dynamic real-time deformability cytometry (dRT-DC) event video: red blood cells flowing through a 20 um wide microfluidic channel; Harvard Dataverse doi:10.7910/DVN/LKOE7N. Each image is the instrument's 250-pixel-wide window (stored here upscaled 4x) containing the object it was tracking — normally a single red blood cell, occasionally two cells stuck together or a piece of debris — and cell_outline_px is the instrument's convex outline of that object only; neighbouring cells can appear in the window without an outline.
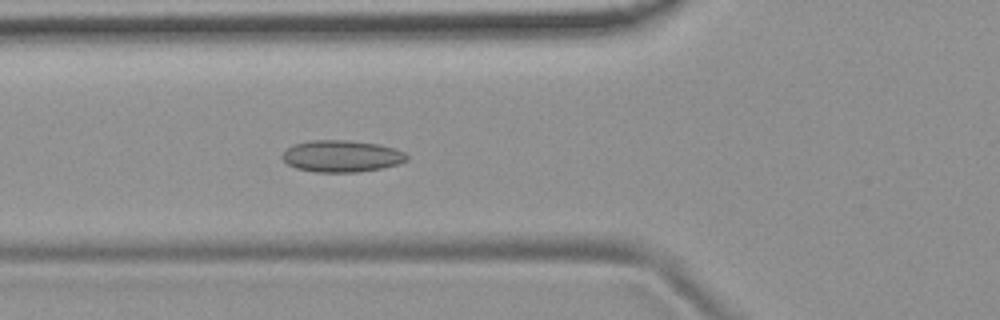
{"species": "common noctule bat (a hibernating species)", "species_latin": "Nyctalus noctula", "temperature_condition": "room temperature", "stored_images_in_passage": 54, "camera_frame_rate_fps": 3000, "um_per_image_px": 0.085, "animal": {"sex": "female", "body_mass_g": 19.9}, "frame": {"image": 1, "passage_image": 20, "time_ms": 6.333, "image_size_px": [1000, 320], "cell_outline_px": [[408, 160], [400, 164], [380, 168], [356, 172], [316, 172], [296, 168], [288, 164], [280, 156], [292, 144], [308, 140], [348, 140], [380, 144], [404, 152], [408, 156]], "centroid_in_image_um": [29.03, 13.26], "position_along_channel_um": 96.8, "area_um2": 23.12}}
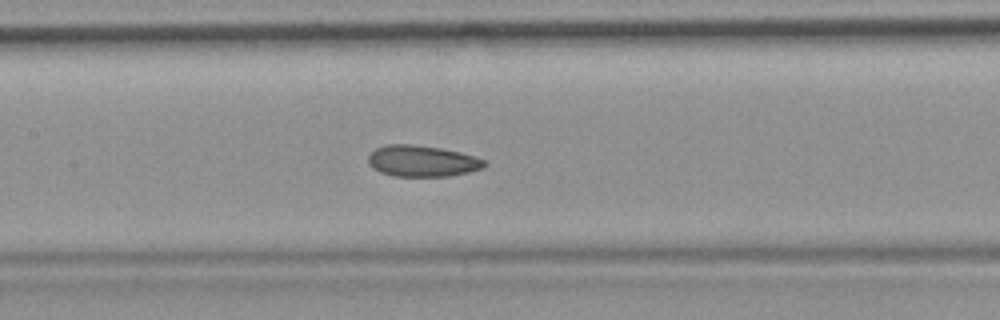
{"frame": {"image": 2, "passage_image": 26, "time_ms": 8.333, "image_size_px": [1000, 320], "cell_outline_px": [[488, 164], [484, 168], [468, 172], [448, 176], [392, 176], [380, 172], [372, 168], [368, 164], [368, 156], [376, 148], [384, 144], [412, 144], [440, 148], [460, 152], [476, 156], [484, 160]], "centroid_in_image_um": [35.88, 13.68], "position_along_channel_um": 171.5, "area_um2": 21.33}}
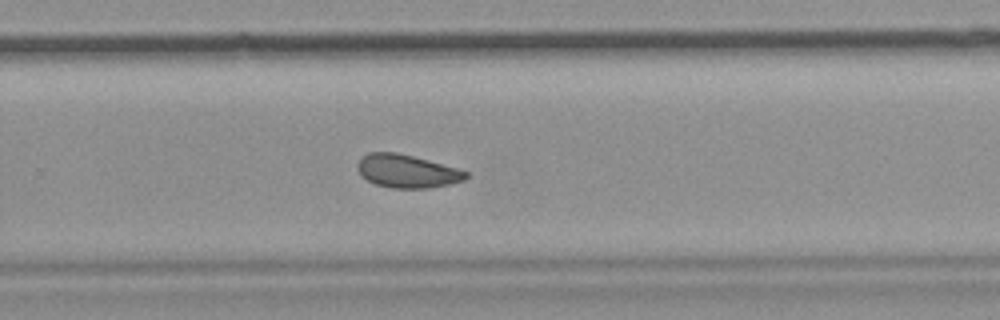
{"frame": {"image": 3, "passage_image": 36, "time_ms": 11.667, "image_size_px": [1000, 320], "cell_outline_px": [[468, 176], [464, 180], [448, 184], [428, 188], [392, 188], [376, 184], [368, 180], [356, 168], [356, 164], [368, 152], [396, 152], [460, 168], [468, 172]], "centroid_in_image_um": [34.62, 14.54], "position_along_channel_um": 295.2, "area_um2": 20.81}, "authors_computed_cell_mechanics": {"area_um2": 21.7328, "velocity_mm_per_s": 3.7323, "shape_relaxation_time_tau1_ms": null, "shape_relaxation_time_tau2_ms": 3.1081, "deformation_change_tau1": null, "deformation_change_tau2": 0.0914}}